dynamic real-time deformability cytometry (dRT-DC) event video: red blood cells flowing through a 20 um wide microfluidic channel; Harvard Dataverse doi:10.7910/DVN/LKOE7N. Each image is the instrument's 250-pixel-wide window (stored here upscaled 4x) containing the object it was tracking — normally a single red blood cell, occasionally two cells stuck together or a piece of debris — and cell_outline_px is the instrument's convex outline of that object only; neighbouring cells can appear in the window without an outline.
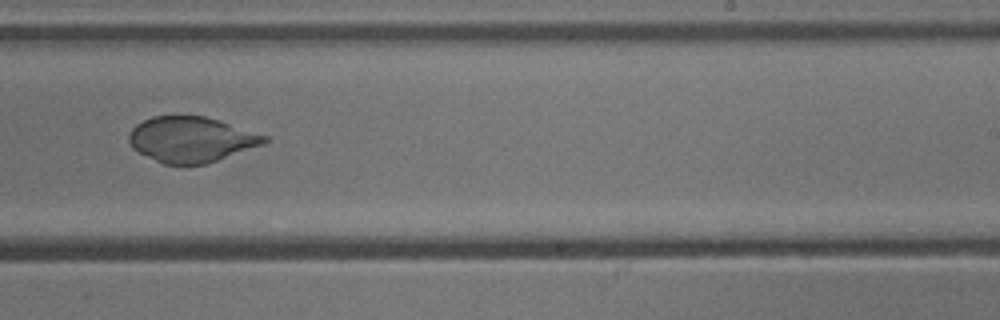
{"species": "common noctule bat (a hibernating species)", "species_latin": "Nyctalus noctula", "temperature_condition": "cold", "stored_images_in_passage": 31, "camera_frame_rate_fps": 3000, "um_per_image_px": 0.085, "animal": {"sex": "male", "body_mass_g": 13.3}, "frame": {"image": 1, "passage_image": 18, "time_ms": 5.667, "image_size_px": [1000, 320], "cell_outline_px": [[268, 140], [264, 144], [204, 164], [164, 164], [132, 148], [128, 140], [128, 136], [132, 128], [136, 124], [152, 116], [204, 116], [268, 136]], "centroid_in_image_um": [16.23, 11.84], "position_along_channel_um": 272.8, "area_um2": 35.32}}